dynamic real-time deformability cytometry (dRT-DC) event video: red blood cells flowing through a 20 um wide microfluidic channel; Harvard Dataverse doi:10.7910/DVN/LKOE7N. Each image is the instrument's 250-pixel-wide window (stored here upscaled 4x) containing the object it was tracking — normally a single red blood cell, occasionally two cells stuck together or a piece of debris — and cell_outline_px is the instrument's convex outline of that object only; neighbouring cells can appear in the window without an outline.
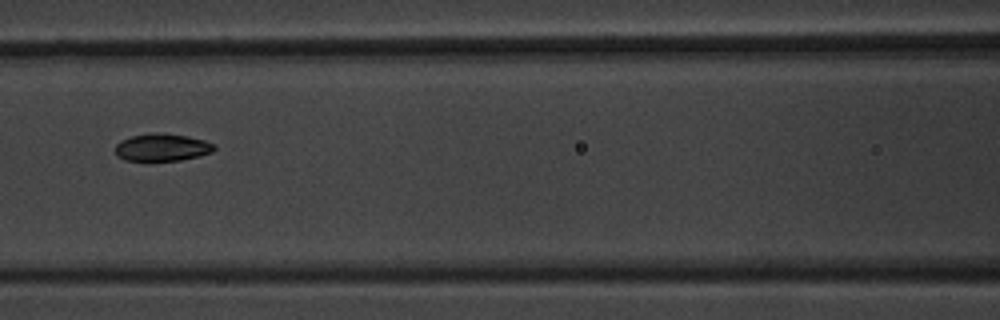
{"species": "common noctule bat (a hibernating species)", "species_latin": "Nyctalus noctula", "temperature_condition": "warm", "stored_images_in_passage": 11, "camera_frame_rate_fps": 3000, "um_per_image_px": 0.085, "animal": {"sex": "male", "body_mass_g": 20.1, "forearm_length_mm": 53.5}, "frame": {"image": 1, "passage_image": 7, "time_ms": 7.0, "image_size_px": [1000, 320], "cell_outline_px": [[216, 148], [212, 152], [200, 156], [180, 160], [152, 164], [148, 164], [124, 160], [116, 156], [116, 144], [120, 140], [132, 136], [148, 132], [160, 132], [188, 136], [204, 140], [216, 144]], "centroid_in_image_um": [13.74, 12.57], "position_along_channel_um": 152.9, "area_um2": 16.88}}
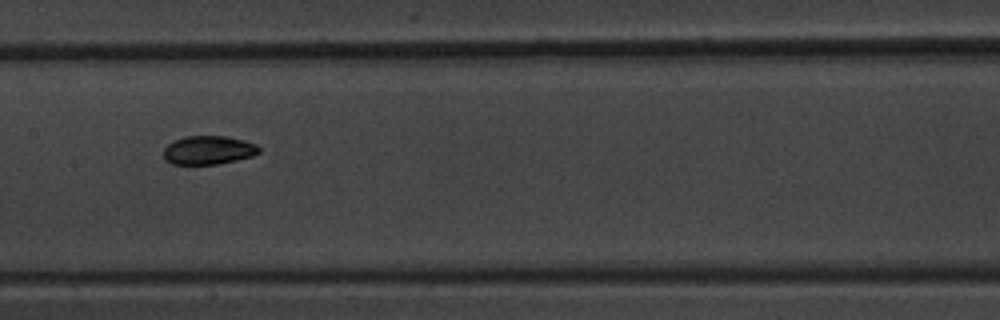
{"frame": {"image": 2, "passage_image": 8, "time_ms": 8.0, "image_size_px": [1000, 320], "cell_outline_px": [[260, 152], [252, 156], [236, 160], [216, 164], [172, 164], [164, 160], [164, 148], [172, 140], [184, 136], [228, 136], [244, 140], [256, 144], [260, 148]], "centroid_in_image_um": [17.7, 12.75], "position_along_channel_um": 189.7, "area_um2": 16.07}}
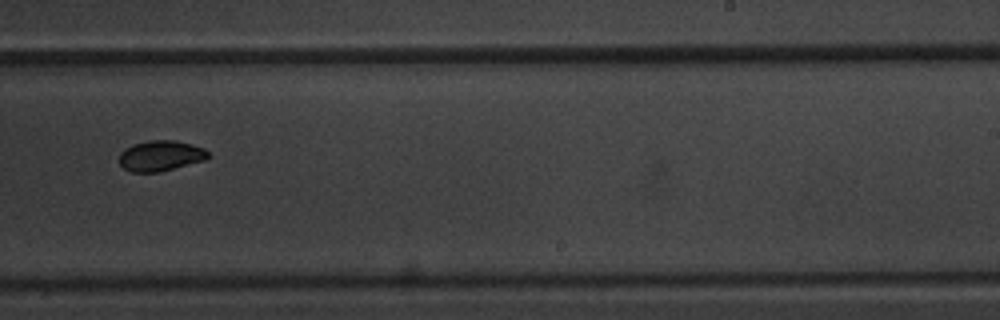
{"frame": {"image": 3, "passage_image": 10, "time_ms": 10.333, "image_size_px": [1000, 320], "cell_outline_px": [[212, 156], [204, 160], [156, 172], [132, 172], [124, 168], [120, 164], [120, 152], [124, 148], [132, 144], [152, 140], [176, 140], [192, 144], [204, 148]], "centroid_in_image_um": [13.65, 13.22], "position_along_channel_um": 275.3, "area_um2": 15.72}}